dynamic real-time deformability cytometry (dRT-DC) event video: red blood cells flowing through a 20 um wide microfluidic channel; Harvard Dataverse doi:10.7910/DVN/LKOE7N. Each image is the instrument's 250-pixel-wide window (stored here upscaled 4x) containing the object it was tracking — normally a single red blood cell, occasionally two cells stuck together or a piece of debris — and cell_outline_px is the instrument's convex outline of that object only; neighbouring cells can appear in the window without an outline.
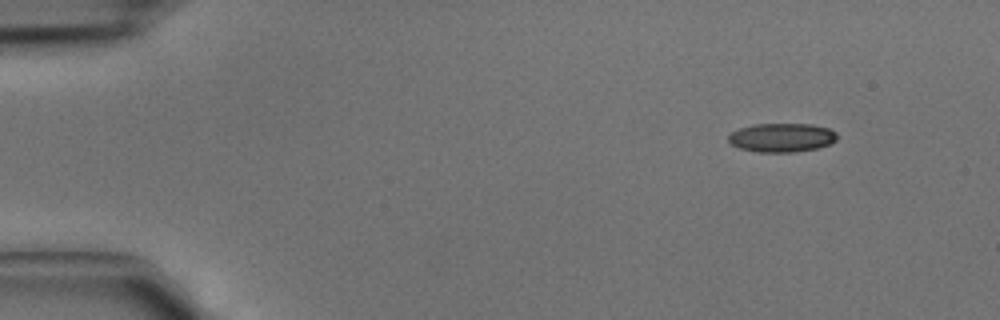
{"species": "common noctule bat (a hibernating species)", "species_latin": "Nyctalus noctula", "temperature_condition": "cold", "stored_images_in_passage": 3, "camera_frame_rate_fps": 3000, "um_per_image_px": 0.085, "animal": {"sex": "male", "body_mass_g": 15.6}, "frame": {"image": 1, "passage_image": 1, "time_ms": 0.0, "image_size_px": [1000, 320], "cell_outline_px": [[836, 140], [828, 144], [816, 148], [792, 152], [756, 152], [740, 148], [732, 144], [728, 140], [728, 136], [732, 132], [740, 128], [756, 124], [812, 124], [828, 128], [836, 132]], "centroid_in_image_um": [66.44, 11.69], "position_along_channel_um": 18.6, "area_um2": 18.09}}